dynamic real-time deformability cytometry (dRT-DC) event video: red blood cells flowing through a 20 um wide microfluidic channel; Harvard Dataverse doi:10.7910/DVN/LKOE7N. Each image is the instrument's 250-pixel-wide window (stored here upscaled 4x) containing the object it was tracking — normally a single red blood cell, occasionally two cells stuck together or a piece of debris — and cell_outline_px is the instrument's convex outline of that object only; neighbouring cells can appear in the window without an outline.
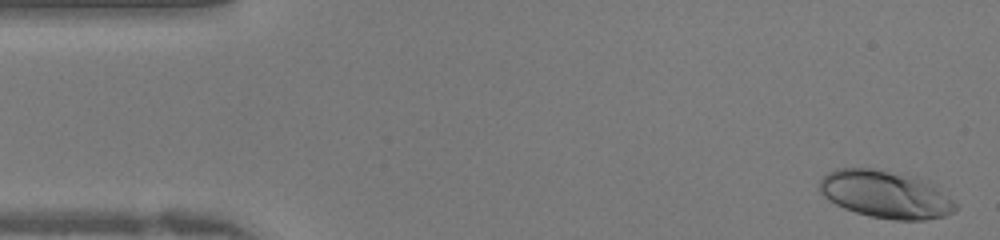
{"species": "human", "species_latin": "Homo sapiens", "temperature_condition": "warm", "stored_images_in_passage": 41, "camera_frame_rate_fps": 3000, "um_per_image_px": 0.085, "donor": {"sex": "female"}, "frame": {"image": 1, "passage_image": 1, "time_ms": 0.0, "image_size_px": [1000, 240], "cell_outline_px": [[956, 208], [952, 212], [944, 216], [924, 220], [896, 220], [868, 216], [844, 208], [828, 200], [820, 192], [820, 180], [828, 172], [836, 168], [872, 168], [916, 176], [928, 180], [952, 200], [956, 204]], "centroid_in_image_um": [75.26, 16.51], "position_along_channel_um": 9.7, "area_um2": 37.63}}
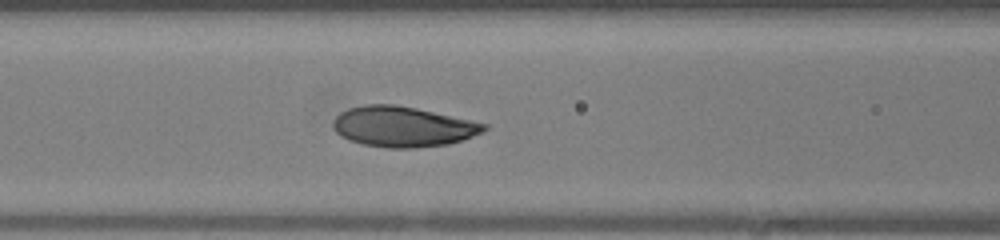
{"frame": {"image": 2, "passage_image": 16, "time_ms": 5.0, "image_size_px": [1000, 240], "cell_outline_px": [[488, 128], [484, 132], [448, 144], [416, 148], [388, 148], [364, 144], [348, 140], [340, 136], [332, 128], [332, 120], [340, 112], [348, 108], [364, 104], [392, 104], [416, 108], [488, 124]], "centroid_in_image_um": [34.2, 10.76], "position_along_channel_um": 132.4, "area_um2": 35.6}}
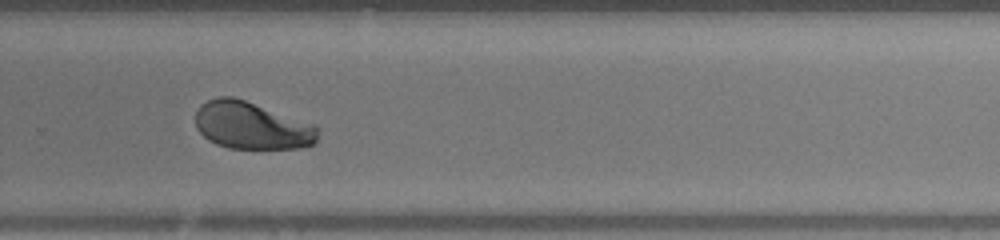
{"frame": {"image": 3, "passage_image": 27, "time_ms": 8.667, "image_size_px": [1000, 240], "cell_outline_px": [[320, 128], [316, 144], [300, 148], [228, 148], [216, 144], [208, 140], [196, 128], [196, 112], [200, 104], [208, 100], [220, 96], [232, 96], [316, 124]], "centroid_in_image_um": [21.43, 10.68], "position_along_channel_um": 308.4, "area_um2": 34.04}}